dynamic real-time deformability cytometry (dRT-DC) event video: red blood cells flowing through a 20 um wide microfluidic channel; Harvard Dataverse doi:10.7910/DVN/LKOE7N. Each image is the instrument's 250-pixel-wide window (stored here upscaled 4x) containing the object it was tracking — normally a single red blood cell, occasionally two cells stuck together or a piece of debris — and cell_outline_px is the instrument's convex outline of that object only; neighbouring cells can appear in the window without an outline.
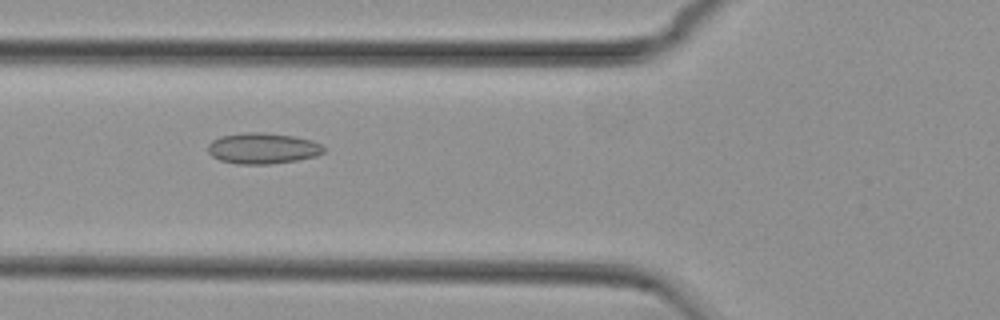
{"species": "common noctule bat (a hibernating species)", "species_latin": "Nyctalus noctula", "temperature_condition": "cold", "stored_images_in_passage": 55, "camera_frame_rate_fps": 3000, "um_per_image_px": 0.085, "animal": {"sex": "female", "body_mass_g": 29.2, "forearm_length_mm": 56.3}, "frame": {"image": 1, "passage_image": 21, "time_ms": 6.667, "image_size_px": [1000, 320], "cell_outline_px": [[324, 152], [316, 156], [296, 160], [268, 164], [236, 164], [220, 160], [212, 156], [208, 152], [208, 144], [212, 140], [220, 136], [244, 132], [264, 132], [292, 136], [312, 140], [320, 144], [324, 148]], "centroid_in_image_um": [22.3, 12.6], "position_along_channel_um": 103.5, "area_um2": 20.87}}
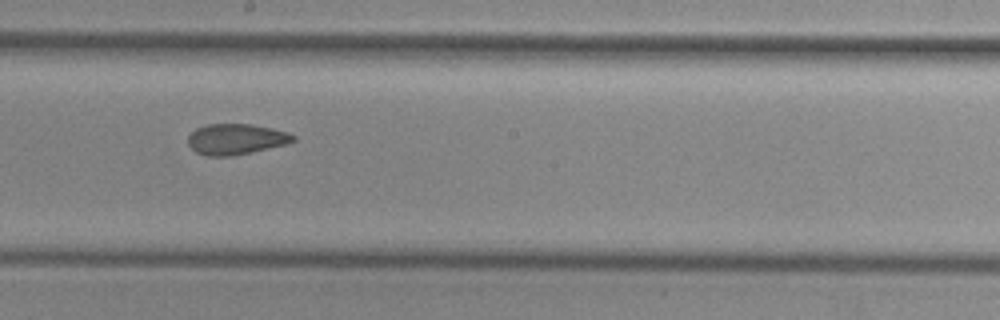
{"frame": {"image": 2, "passage_image": 31, "time_ms": 10.0, "image_size_px": [1000, 320], "cell_outline_px": [[296, 140], [288, 144], [232, 156], [208, 156], [196, 152], [188, 144], [188, 136], [196, 128], [208, 124], [252, 124], [272, 128], [288, 132], [296, 136]], "centroid_in_image_um": [20.08, 11.82], "position_along_channel_um": 228.1, "area_um2": 18.9}}
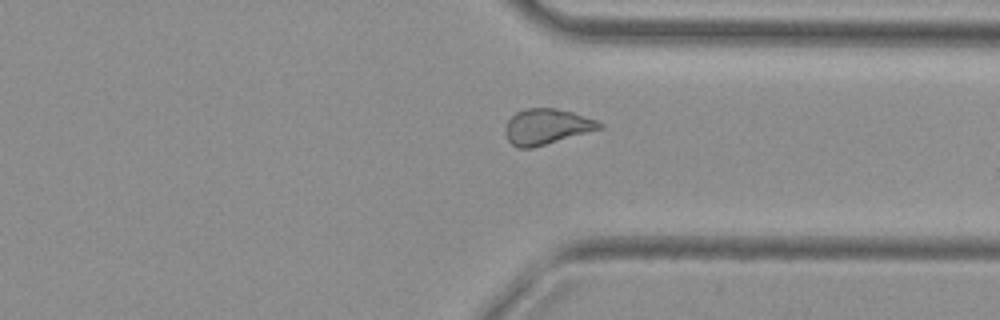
{"frame": {"image": 3, "passage_image": 42, "time_ms": 13.667, "image_size_px": [1000, 320], "cell_outline_px": [[604, 128], [532, 148], [516, 148], [508, 140], [504, 132], [504, 128], [508, 120], [516, 112], [524, 108], [556, 108], [572, 112], [596, 120], [604, 124]], "centroid_in_image_um": [46.45, 10.76], "position_along_channel_um": 364.9, "area_um2": 19.65}, "authors_computed_cell_mechanics": {"area_um2": 20.4612, "velocity_mm_per_s": 3.7374, "shape_relaxation_time_tau1_ms": null, "shape_relaxation_time_tau2_ms": 2.0216, "deformation_change_tau1": null, "deformation_change_tau2": 0.0799}}